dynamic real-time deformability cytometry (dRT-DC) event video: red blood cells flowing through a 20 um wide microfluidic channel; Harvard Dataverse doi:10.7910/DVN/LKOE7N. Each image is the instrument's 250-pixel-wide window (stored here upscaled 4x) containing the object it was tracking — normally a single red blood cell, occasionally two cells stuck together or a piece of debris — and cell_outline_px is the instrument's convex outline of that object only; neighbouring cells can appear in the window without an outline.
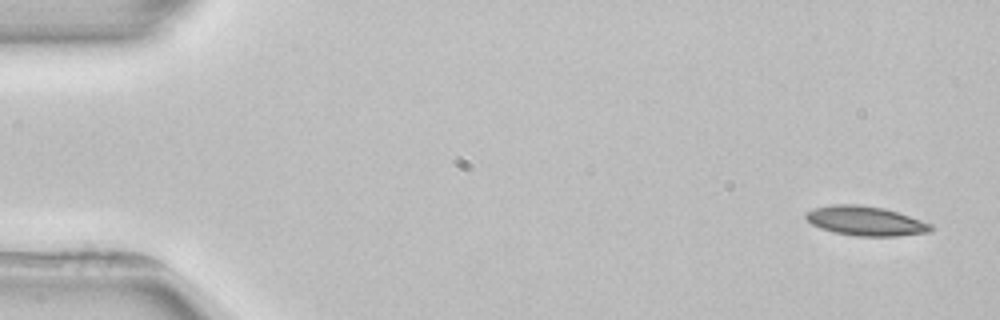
{"species": "common noctule bat (a hibernating species)", "species_latin": "Nyctalus noctula", "temperature_condition": "room temperature", "stored_images_in_passage": 4, "camera_frame_rate_fps": 3000, "um_per_image_px": 0.085, "animal": {"sex": "female", "body_mass_g": 22.7, "forearm_length_mm": 54.2}, "frame": {"image": 1, "passage_image": 1, "time_ms": 0.0, "image_size_px": [1000, 320], "cell_outline_px": [[936, 228], [932, 232], [896, 236], [856, 236], [836, 232], [820, 228], [812, 224], [804, 216], [804, 212], [816, 208], [832, 204], [856, 204], [884, 208], [932, 224]], "centroid_in_image_um": [73.59, 18.78], "position_along_channel_um": 11.4, "area_um2": 21.39}}
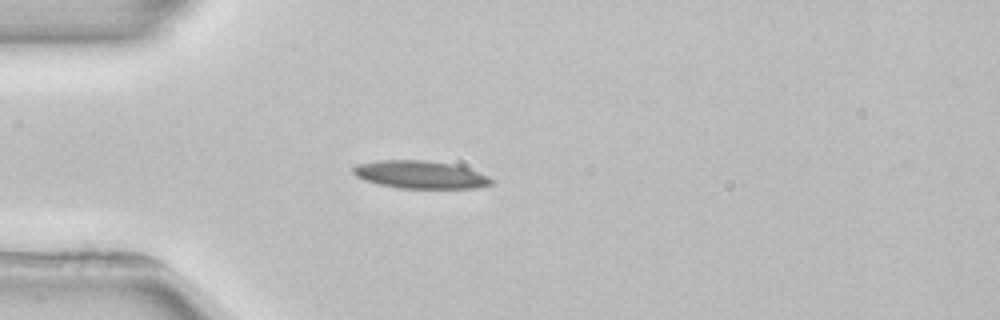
{"frame": {"image": 2, "passage_image": 4, "time_ms": 4.0, "image_size_px": [1000, 320], "cell_outline_px": [[496, 180], [492, 184], [476, 188], [400, 188], [380, 184], [364, 180], [356, 176], [352, 172], [352, 168], [356, 164], [380, 160], [424, 160], [452, 164], [488, 176]], "centroid_in_image_um": [35.7, 14.85], "position_along_channel_um": 49.3, "area_um2": 22.2}}